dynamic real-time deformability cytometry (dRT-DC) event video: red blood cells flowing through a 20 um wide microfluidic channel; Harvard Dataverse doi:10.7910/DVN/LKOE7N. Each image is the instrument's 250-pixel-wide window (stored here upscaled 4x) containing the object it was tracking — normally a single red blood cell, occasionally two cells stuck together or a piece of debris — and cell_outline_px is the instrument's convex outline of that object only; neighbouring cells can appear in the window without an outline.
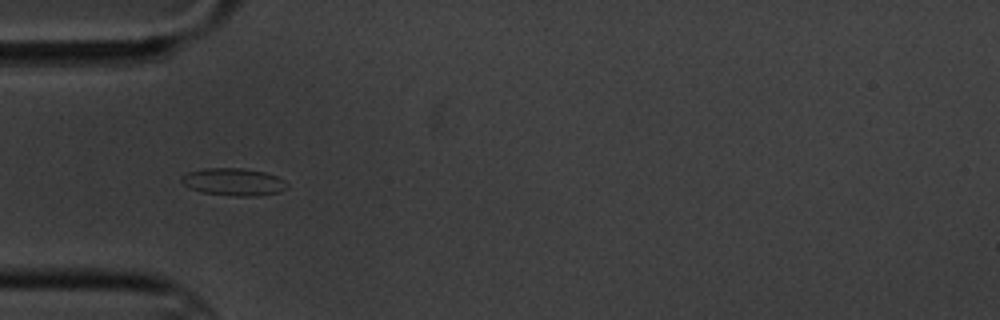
{"species": "common noctule bat (a hibernating species)", "species_latin": "Nyctalus noctula", "temperature_condition": "cold", "stored_images_in_passage": 5, "camera_frame_rate_fps": 3000, "um_per_image_px": 0.085, "animal": {"sex": "male", "body_mass_g": 20.1, "forearm_length_mm": 53.5}, "frame": {"image": 1, "passage_image": 5, "time_ms": 4.667, "image_size_px": [1000, 320], "cell_outline_px": [[288, 188], [280, 192], [256, 196], [232, 196], [200, 192], [188, 188], [180, 180], [180, 176], [188, 172], [204, 168], [240, 168], [264, 172], [276, 176], [284, 180], [288, 184]], "centroid_in_image_um": [19.83, 15.47], "position_along_channel_um": 65.2, "area_um2": 17.05}}